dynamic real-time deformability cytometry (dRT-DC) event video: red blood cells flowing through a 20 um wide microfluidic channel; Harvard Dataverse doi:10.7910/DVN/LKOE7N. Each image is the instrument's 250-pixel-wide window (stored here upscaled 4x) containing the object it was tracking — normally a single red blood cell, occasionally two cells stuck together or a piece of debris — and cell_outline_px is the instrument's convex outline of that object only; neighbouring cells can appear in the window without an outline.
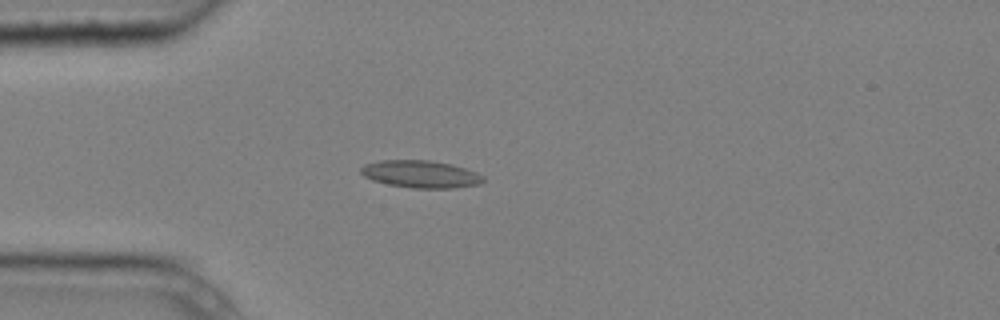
{"species": "common noctule bat (a hibernating species)", "species_latin": "Nyctalus noctula", "temperature_condition": "cold", "stored_images_in_passage": 5, "camera_frame_rate_fps": 3000, "um_per_image_px": 0.085, "animal": {"sex": "male", "body_mass_g": 20.4}, "frame": {"image": 1, "passage_image": 5, "time_ms": 1.333, "image_size_px": [1000, 320], "cell_outline_px": [[484, 180], [480, 184], [456, 188], [412, 188], [388, 184], [372, 180], [364, 176], [360, 172], [360, 168], [364, 164], [380, 160], [428, 160], [452, 164], [476, 172], [484, 176]], "centroid_in_image_um": [35.76, 14.8], "position_along_channel_um": 49.2, "area_um2": 19.59}}